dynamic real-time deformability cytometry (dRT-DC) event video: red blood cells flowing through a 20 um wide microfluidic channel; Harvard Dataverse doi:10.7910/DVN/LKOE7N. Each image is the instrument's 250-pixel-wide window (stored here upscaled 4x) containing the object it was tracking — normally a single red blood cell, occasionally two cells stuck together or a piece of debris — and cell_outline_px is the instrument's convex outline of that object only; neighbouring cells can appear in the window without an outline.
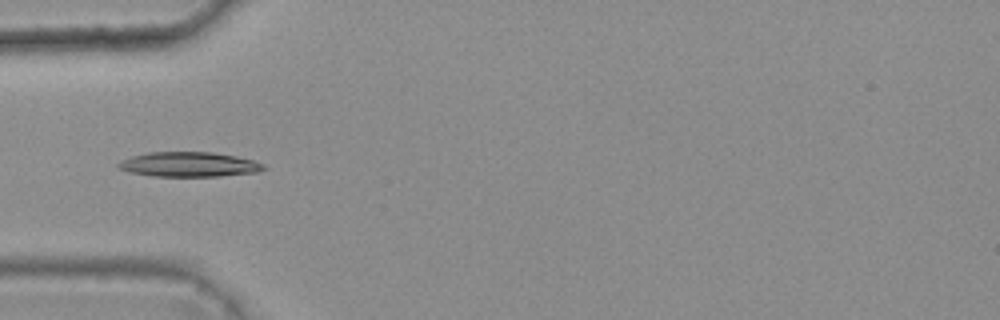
{"species": "common noctule bat (a hibernating species)", "species_latin": "Nyctalus noctula", "temperature_condition": "warm", "stored_images_in_passage": 6, "camera_frame_rate_fps": 3000, "um_per_image_px": 0.085, "animal": {"sex": "female", "body_mass_g": 25.1}, "frame": {"image": 1, "passage_image": 4, "time_ms": 1.0, "image_size_px": [1000, 320], "cell_outline_px": [[268, 168], [256, 172], [220, 176], [152, 176], [128, 172], [120, 168], [116, 164], [120, 160], [132, 156], [148, 152], [212, 152], [236, 156], [252, 160], [264, 164]], "centroid_in_image_um": [16.05, 13.97], "position_along_channel_um": 69.0, "area_um2": 20.98}}
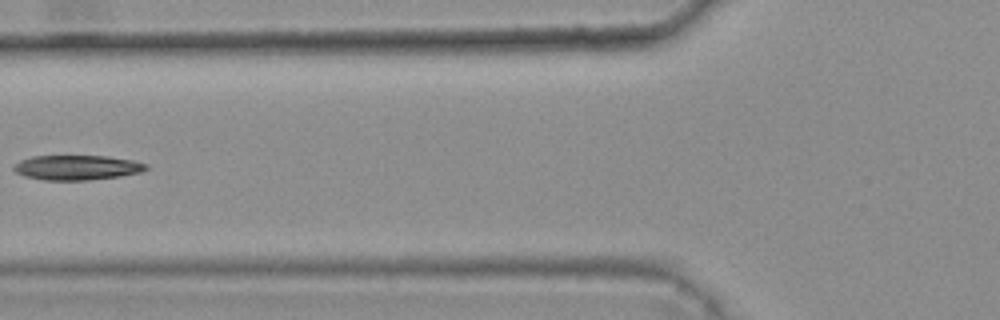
{"frame": {"image": 2, "passage_image": 5, "time_ms": 1.333, "image_size_px": [1000, 320], "cell_outline_px": [[148, 168], [140, 172], [120, 176], [88, 180], [44, 180], [24, 176], [16, 172], [12, 168], [20, 160], [32, 156], [108, 156], [132, 160], [148, 164]], "centroid_in_image_um": [6.54, 14.24], "position_along_channel_um": 119.3, "area_um2": 19.07}}
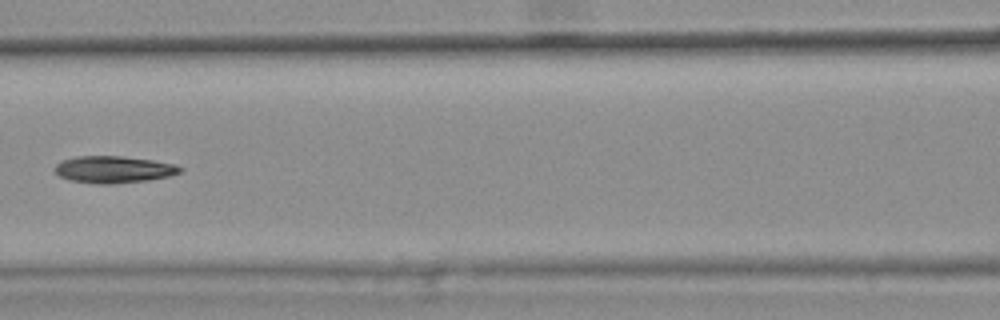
{"frame": {"image": 3, "passage_image": 6, "time_ms": 1.667, "image_size_px": [1000, 320], "cell_outline_px": [[184, 168], [180, 172], [168, 176], [148, 180], [112, 184], [96, 184], [68, 180], [60, 176], [52, 168], [60, 160], [76, 156], [120, 156], [152, 160], [176, 164]], "centroid_in_image_um": [9.62, 14.4], "position_along_channel_um": 157.0, "area_um2": 19.83}}